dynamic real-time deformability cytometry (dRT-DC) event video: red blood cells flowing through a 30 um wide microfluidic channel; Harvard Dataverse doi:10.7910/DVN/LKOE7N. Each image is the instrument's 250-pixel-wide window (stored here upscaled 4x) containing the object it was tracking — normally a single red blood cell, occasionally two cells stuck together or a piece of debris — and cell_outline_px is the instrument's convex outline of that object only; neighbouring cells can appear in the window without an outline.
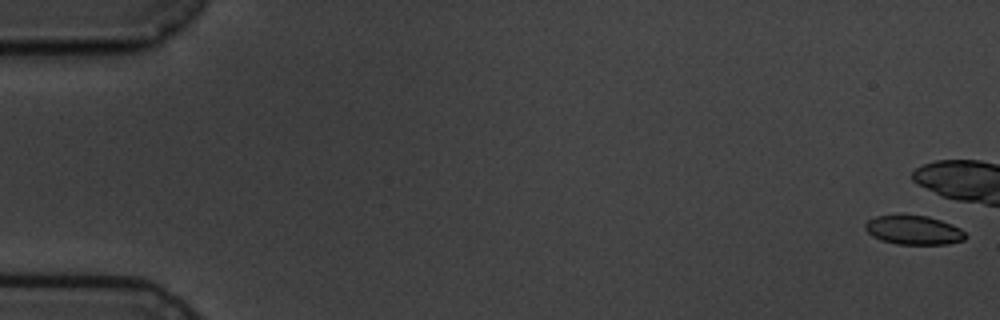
{"species": "common noctule bat (a hibernating species)", "species_latin": "Nyctalus noctula", "temperature_condition": "cold", "stored_images_in_passage": 3, "camera_frame_rate_fps": 3000, "um_per_image_px": 0.085, "animal": {"sex": "male", "body_mass_g": 19.5, "forearm_length_mm": 54.6}, "frame": {"image": 1, "passage_image": 1, "time_ms": 0.0, "image_size_px": [1000, 320], "cell_outline_px": [[968, 236], [964, 240], [948, 244], [896, 244], [880, 240], [872, 236], [864, 228], [864, 224], [868, 220], [876, 216], [900, 212], [928, 216], [952, 224], [960, 228]], "centroid_in_image_um": [77.63, 19.52], "position_along_channel_um": 7.4, "area_um2": 17.63}}